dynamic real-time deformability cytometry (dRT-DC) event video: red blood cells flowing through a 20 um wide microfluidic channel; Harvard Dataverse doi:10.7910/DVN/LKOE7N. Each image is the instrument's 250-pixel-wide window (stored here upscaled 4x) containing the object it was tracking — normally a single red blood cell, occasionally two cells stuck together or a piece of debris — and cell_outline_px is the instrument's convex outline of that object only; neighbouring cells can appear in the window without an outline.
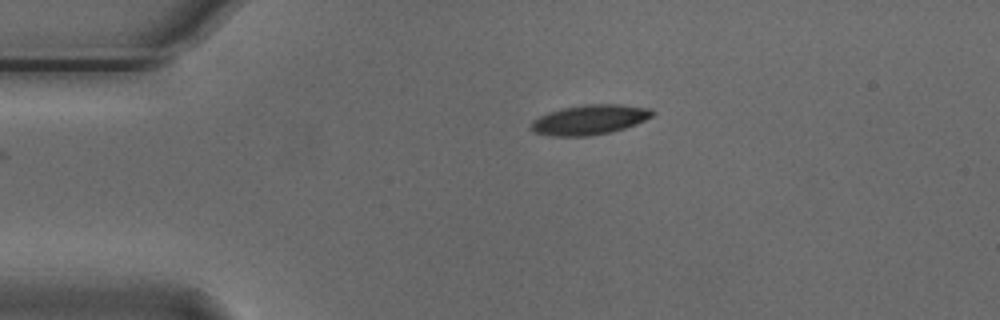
{"species": "Egyptian fruit bat (a non-hibernating species)", "species_latin": "Rousettus aegyptiacus", "temperature_condition": "cold", "stored_images_in_passage": 39, "camera_frame_rate_fps": 3000, "um_per_image_px": 0.085, "animal": {"sex": "male"}, "frame": {"image": 1, "passage_image": 1, "time_ms": 0.0, "image_size_px": [1000, 320], "cell_outline_px": [[656, 112], [652, 116], [636, 124], [624, 128], [608, 132], [588, 136], [548, 136], [536, 132], [528, 128], [532, 120], [548, 112], [560, 108], [584, 104], [620, 104], [648, 108]], "centroid_in_image_um": [50.07, 10.17], "position_along_channel_um": 34.9, "area_um2": 21.15}}
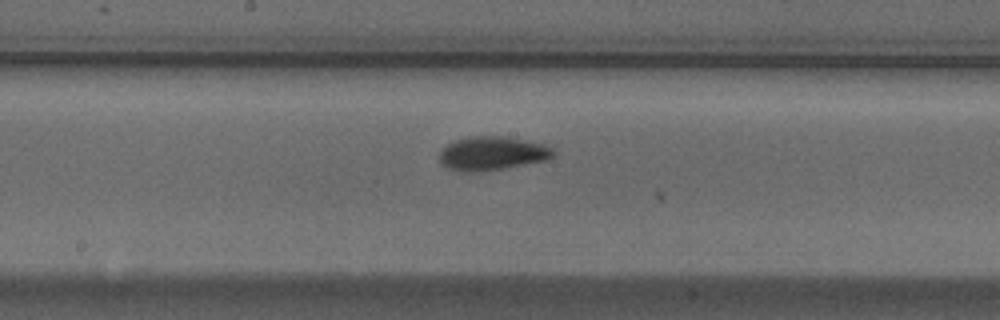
{"frame": {"image": 2, "passage_image": 18, "time_ms": 5.667, "image_size_px": [1000, 320], "cell_outline_px": [[556, 152], [548, 160], [504, 168], [480, 172], [464, 172], [448, 168], [440, 160], [440, 152], [448, 144], [456, 140], [468, 136], [500, 136], [544, 144], [552, 148]], "centroid_in_image_um": [41.85, 13.04], "position_along_channel_um": 206.4, "area_um2": 22.2}}
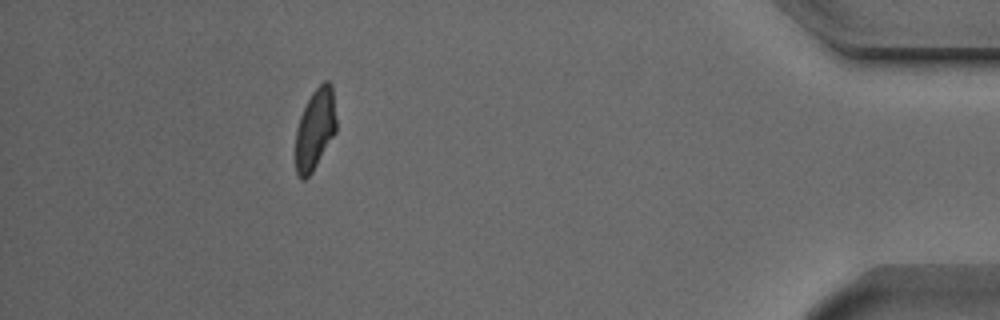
{"frame": {"image": 3, "passage_image": 39, "time_ms": 12.667, "image_size_px": [1000, 320], "cell_outline_px": [[336, 132], [312, 172], [304, 180], [300, 180], [296, 172], [296, 128], [300, 116], [312, 92], [324, 80], [328, 80], [332, 84], [336, 120]], "centroid_in_image_um": [26.79, 10.97], "position_along_channel_um": 408.4, "area_um2": 19.19}, "authors_computed_cell_mechanics": {"area_um2": 21.097, "velocity_mm_per_s": 3.714, "shape_relaxation_time_tau1_ms": 2.4825, "shape_relaxation_time_tau2_ms": 4.2028, "deformation_change_tau1": 0.1147, "deformation_change_tau2": 0.0843}}